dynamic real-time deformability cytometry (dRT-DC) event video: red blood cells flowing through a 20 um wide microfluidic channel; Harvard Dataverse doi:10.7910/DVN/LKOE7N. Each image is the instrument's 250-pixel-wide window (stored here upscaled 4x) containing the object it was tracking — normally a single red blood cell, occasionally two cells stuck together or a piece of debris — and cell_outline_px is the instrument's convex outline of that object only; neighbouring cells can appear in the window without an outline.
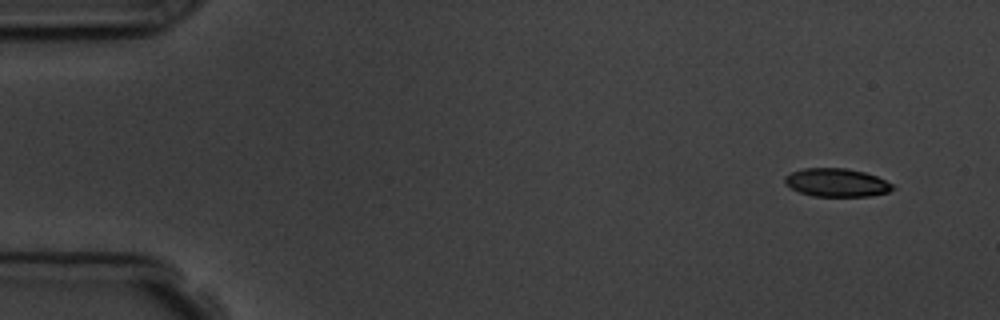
{"species": "common noctule bat (a hibernating species)", "species_latin": "Nyctalus noctula", "temperature_condition": "room temperature", "stored_images_in_passage": 7, "camera_frame_rate_fps": 3000, "um_per_image_px": 0.085, "animal": {"sex": "male", "body_mass_g": 19.5, "forearm_length_mm": 54.6}, "frame": {"image": 1, "passage_image": 1, "time_ms": 0.0, "image_size_px": [1000, 320], "cell_outline_px": [[896, 188], [888, 192], [868, 196], [812, 196], [800, 192], [784, 184], [784, 176], [792, 172], [804, 168], [844, 168], [864, 172], [876, 176], [892, 184]], "centroid_in_image_um": [71.09, 15.52], "position_along_channel_um": 13.9, "area_um2": 17.69}}
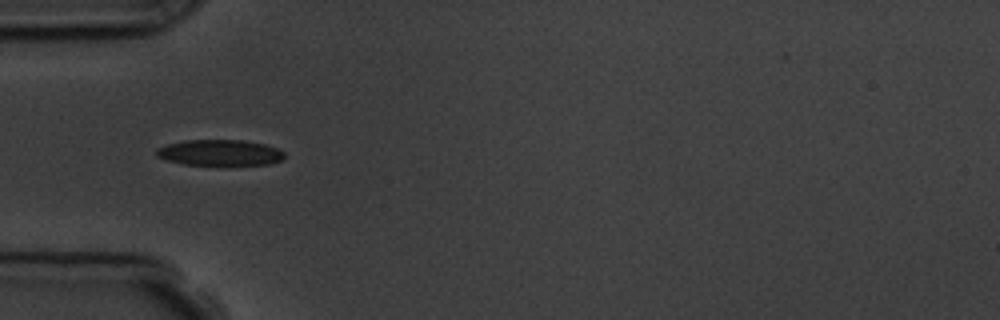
{"frame": {"image": 2, "passage_image": 5, "time_ms": 4.667, "image_size_px": [1000, 320], "cell_outline_px": [[284, 156], [280, 160], [268, 164], [228, 168], [184, 164], [164, 160], [156, 156], [156, 148], [168, 144], [184, 140], [244, 140], [264, 144], [276, 148], [284, 152]], "centroid_in_image_um": [18.67, 13.03], "position_along_channel_um": 66.3, "area_um2": 20.29}}
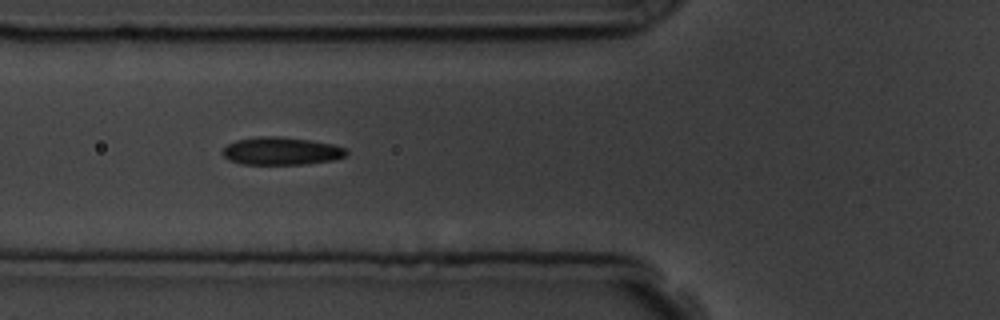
{"frame": {"image": 3, "passage_image": 6, "time_ms": 5.667, "image_size_px": [1000, 320], "cell_outline_px": [[348, 152], [344, 156], [332, 160], [304, 164], [240, 164], [228, 160], [220, 152], [228, 144], [236, 140], [256, 136], [280, 136], [312, 140], [332, 144], [344, 148]], "centroid_in_image_um": [23.86, 12.83], "position_along_channel_um": 101.9, "area_um2": 20.11}}